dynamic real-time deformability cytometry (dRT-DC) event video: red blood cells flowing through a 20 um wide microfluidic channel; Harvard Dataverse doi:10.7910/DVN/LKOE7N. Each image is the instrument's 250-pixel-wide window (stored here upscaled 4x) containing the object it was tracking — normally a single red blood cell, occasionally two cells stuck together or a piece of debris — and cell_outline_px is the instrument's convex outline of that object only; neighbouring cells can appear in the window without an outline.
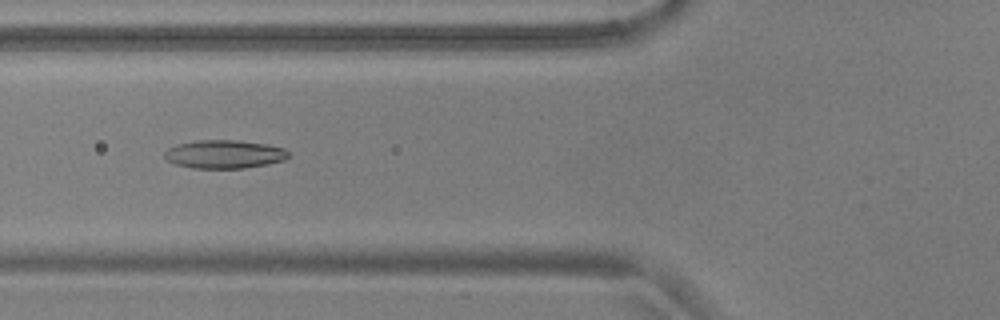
{"species": "common noctule bat (a hibernating species)", "species_latin": "Nyctalus noctula", "temperature_condition": "warm", "stored_images_in_passage": 41, "camera_frame_rate_fps": 3000, "um_per_image_px": 0.085, "animal": {"sex": "male", "body_mass_g": 17.9, "forearm_length_mm": 54.2}, "frame": {"image": 1, "passage_image": 7, "time_ms": 2.0, "image_size_px": [1000, 320], "cell_outline_px": [[288, 156], [284, 160], [268, 164], [244, 168], [192, 168], [176, 164], [168, 160], [164, 156], [164, 152], [168, 148], [176, 144], [196, 140], [240, 140], [268, 144], [284, 148], [288, 152]], "centroid_in_image_um": [19.07, 13.1], "position_along_channel_um": 106.7, "area_um2": 20.58}}
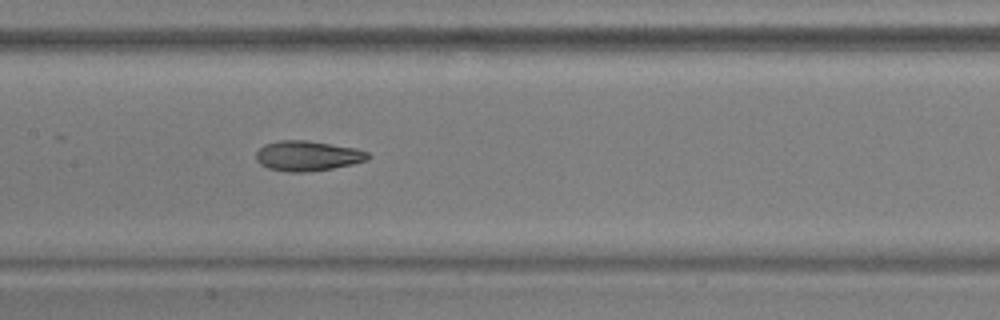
{"frame": {"image": 2, "passage_image": 13, "time_ms": 4.0, "image_size_px": [1000, 320], "cell_outline_px": [[372, 156], [368, 160], [352, 164], [332, 168], [304, 172], [288, 172], [268, 168], [260, 164], [256, 160], [256, 152], [264, 144], [280, 140], [308, 140], [356, 148], [368, 152]], "centroid_in_image_um": [26.15, 13.24], "position_along_channel_um": 181.3, "area_um2": 19.71}}
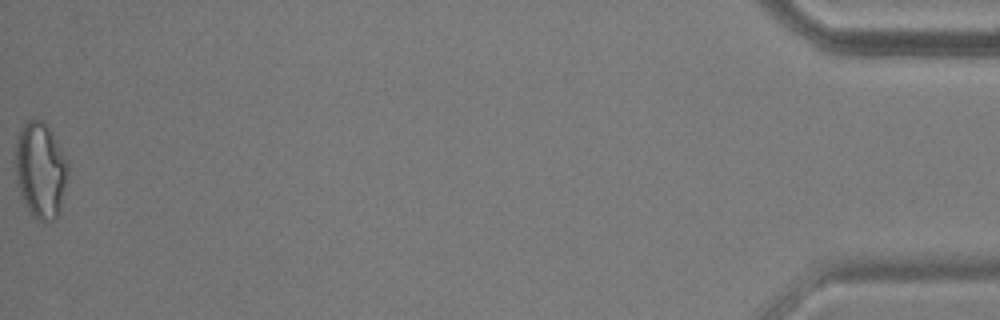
{"frame": {"image": 3, "passage_image": 41, "time_ms": 13.333, "image_size_px": [1000, 320], "cell_outline_px": [[68, 172], [60, 212], [52, 220], [40, 220], [32, 216], [20, 196], [16, 184], [16, 140], [24, 124], [28, 120], [44, 120], [68, 160]], "centroid_in_image_um": [3.44, 14.47], "position_along_channel_um": 431.8, "area_um2": 29.3}, "authors_computed_cell_mechanics": {"area_um2": 20.5768, "velocity_mm_per_s": 3.6992, "shape_relaxation_time_tau1_ms": null, "shape_relaxation_time_tau2_ms": 2.1229, "deformation_change_tau1": null, "deformation_change_tau2": 0.0943}}